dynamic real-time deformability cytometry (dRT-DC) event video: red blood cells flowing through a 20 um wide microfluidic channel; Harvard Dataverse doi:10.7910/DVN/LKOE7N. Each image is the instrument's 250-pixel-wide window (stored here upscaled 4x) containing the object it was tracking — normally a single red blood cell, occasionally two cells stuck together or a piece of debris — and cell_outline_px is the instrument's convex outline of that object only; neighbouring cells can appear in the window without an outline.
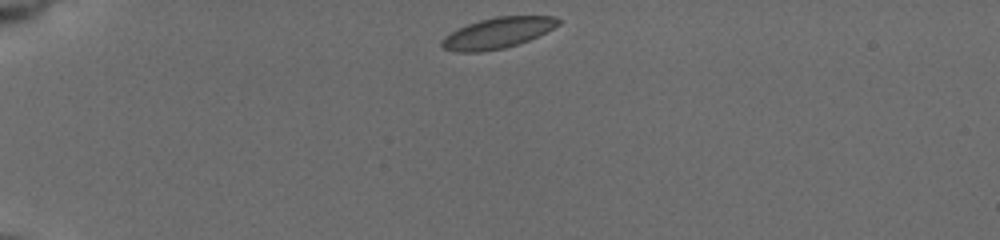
{"species": "common noctule bat (a hibernating species)", "species_latin": "Nyctalus noctula", "temperature_condition": "cold", "stored_images_in_passage": 43, "camera_frame_rate_fps": 3000, "um_per_image_px": 0.085, "animal": {"sex": "female", "body_mass_g": 19.5, "forearm_length_mm": 54.1}, "frame": {"image": 1, "passage_image": 1, "time_ms": 0.0, "image_size_px": [1000, 240], "cell_outline_px": [[560, 24], [528, 40], [504, 48], [480, 52], [460, 52], [444, 48], [440, 44], [440, 40], [444, 36], [468, 24], [480, 20], [496, 16], [556, 16], [560, 20]], "centroid_in_image_um": [42.28, 2.79], "position_along_channel_um": 42.7, "area_um2": 20.58}}
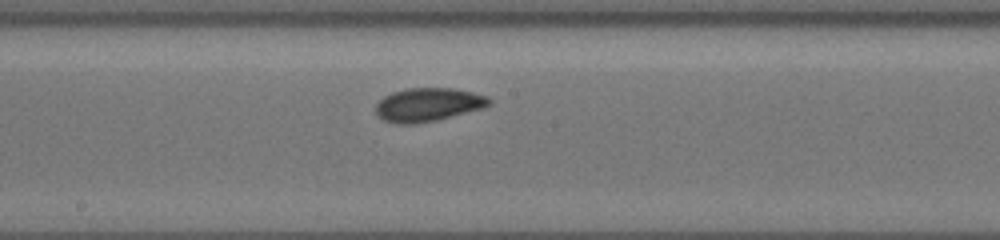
{"frame": {"image": 2, "passage_image": 19, "time_ms": 6.0, "image_size_px": [1000, 240], "cell_outline_px": [[492, 100], [484, 108], [436, 120], [412, 124], [396, 124], [384, 120], [376, 112], [376, 104], [384, 96], [392, 92], [404, 88], [456, 88], [488, 96]], "centroid_in_image_um": [36.39, 8.88], "position_along_channel_um": 211.8, "area_um2": 22.14}}
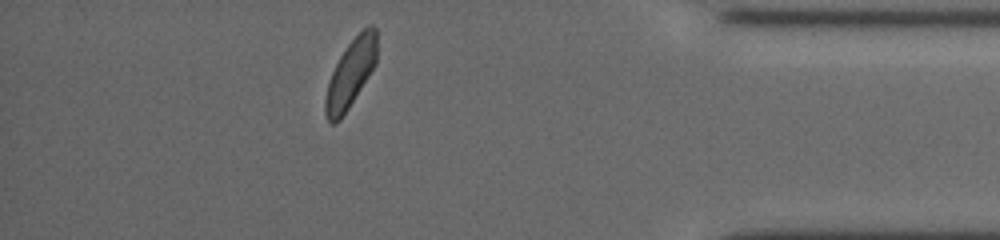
{"frame": {"image": 3, "passage_image": 37, "time_ms": 12.0, "image_size_px": [1000, 240], "cell_outline_px": [[376, 64], [348, 108], [340, 120], [336, 124], [332, 124], [328, 120], [324, 112], [324, 100], [328, 84], [332, 72], [340, 56], [348, 44], [364, 28], [372, 24], [376, 28]], "centroid_in_image_um": [29.79, 6.27], "position_along_channel_um": 405.4, "area_um2": 20.06}, "authors_computed_cell_mechanics": {"area_um2": 21.097, "velocity_mm_per_s": 3.7042, "shape_relaxation_time_tau1_ms": 2.4435, "shape_relaxation_time_tau2_ms": 2.0594, "deformation_change_tau1": 0.0794, "deformation_change_tau2": 0.0599}}